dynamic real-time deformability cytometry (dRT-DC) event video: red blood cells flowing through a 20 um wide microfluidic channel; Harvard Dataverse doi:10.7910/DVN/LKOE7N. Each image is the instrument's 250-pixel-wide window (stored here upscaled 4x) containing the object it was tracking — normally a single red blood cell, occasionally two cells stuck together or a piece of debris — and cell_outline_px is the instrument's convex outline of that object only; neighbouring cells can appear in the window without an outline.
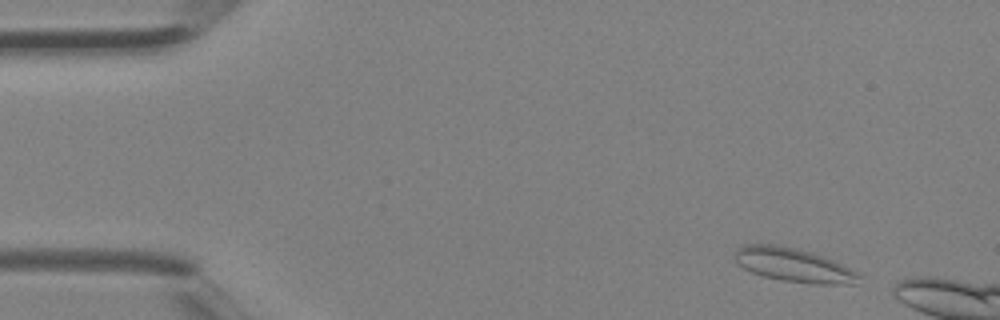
{"species": "Egyptian fruit bat (a non-hibernating species)", "species_latin": "Rousettus aegyptiacus", "temperature_condition": "room temperature", "stored_images_in_passage": 2, "camera_frame_rate_fps": 3000, "um_per_image_px": 0.085, "animal": {"sex": "female"}, "frame": {"image": 1, "passage_image": 1, "time_ms": 0.0, "image_size_px": [1000, 320], "cell_outline_px": [[868, 276], [856, 284], [812, 284], [784, 280], [764, 276], [752, 272], [744, 268], [732, 256], [732, 252], [736, 248], [744, 244], [776, 244], [796, 248], [812, 252], [824, 256], [844, 264]], "centroid_in_image_um": [67.55, 22.52], "position_along_channel_um": 17.4, "area_um2": 25.14}}